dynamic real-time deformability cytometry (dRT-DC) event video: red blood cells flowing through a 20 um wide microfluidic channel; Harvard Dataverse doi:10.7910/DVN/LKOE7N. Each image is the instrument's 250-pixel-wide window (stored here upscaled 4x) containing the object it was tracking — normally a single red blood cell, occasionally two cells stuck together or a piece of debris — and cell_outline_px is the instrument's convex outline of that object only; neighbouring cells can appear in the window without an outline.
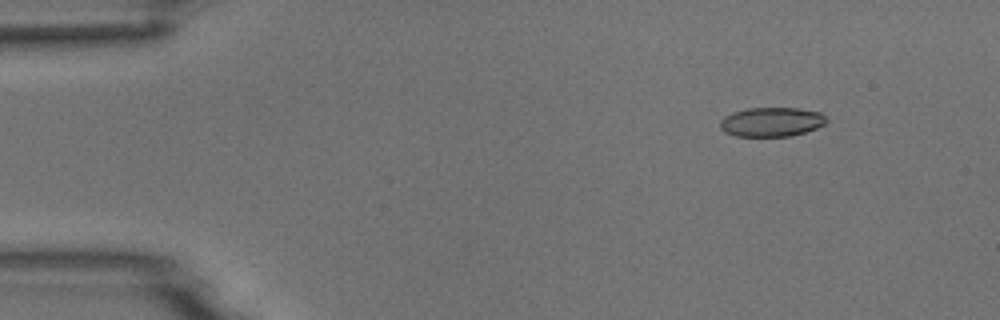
{"species": "common noctule bat (a hibernating species)", "species_latin": "Nyctalus noctula", "temperature_condition": "room temperature", "stored_images_in_passage": 5, "camera_frame_rate_fps": 3000, "um_per_image_px": 0.085, "animal": {"sex": "male", "body_mass_g": 18.8}, "frame": {"image": 1, "passage_image": 2, "time_ms": 1.333, "image_size_px": [1000, 320], "cell_outline_px": [[828, 120], [824, 124], [816, 128], [804, 132], [788, 136], [736, 136], [724, 132], [720, 128], [720, 120], [724, 116], [732, 112], [748, 108], [796, 108], [820, 112]], "centroid_in_image_um": [65.54, 10.36], "position_along_channel_um": 19.5, "area_um2": 18.09}}
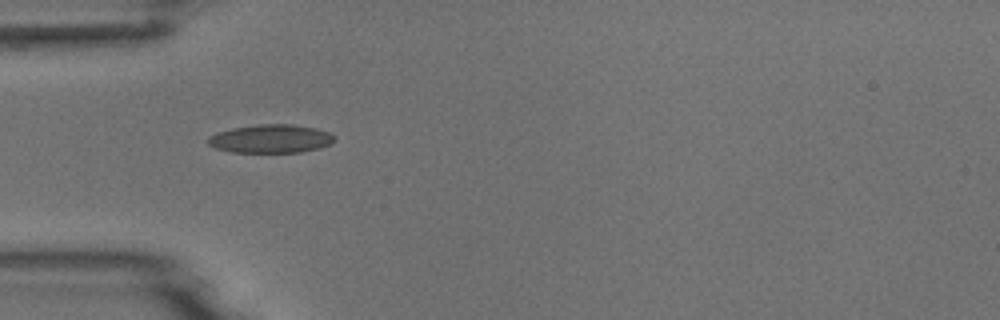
{"frame": {"image": 2, "passage_image": 4, "time_ms": 4.667, "image_size_px": [1000, 320], "cell_outline_px": [[336, 140], [332, 144], [320, 148], [300, 152], [232, 152], [212, 148], [208, 144], [208, 140], [216, 132], [232, 128], [260, 124], [292, 124], [316, 128], [328, 132], [336, 136]], "centroid_in_image_um": [23.05, 11.79], "position_along_channel_um": 62.0, "area_um2": 21.1}}
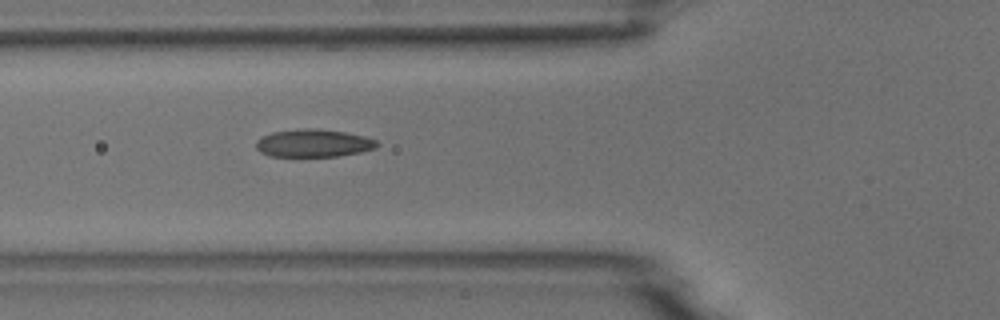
{"frame": {"image": 3, "passage_image": 5, "time_ms": 5.667, "image_size_px": [1000, 320], "cell_outline_px": [[380, 144], [376, 148], [360, 152], [336, 156], [268, 156], [260, 152], [256, 148], [256, 140], [272, 132], [316, 128], [344, 132], [364, 136], [376, 140]], "centroid_in_image_um": [26.66, 12.18], "position_along_channel_um": 99.1, "area_um2": 19.36}}